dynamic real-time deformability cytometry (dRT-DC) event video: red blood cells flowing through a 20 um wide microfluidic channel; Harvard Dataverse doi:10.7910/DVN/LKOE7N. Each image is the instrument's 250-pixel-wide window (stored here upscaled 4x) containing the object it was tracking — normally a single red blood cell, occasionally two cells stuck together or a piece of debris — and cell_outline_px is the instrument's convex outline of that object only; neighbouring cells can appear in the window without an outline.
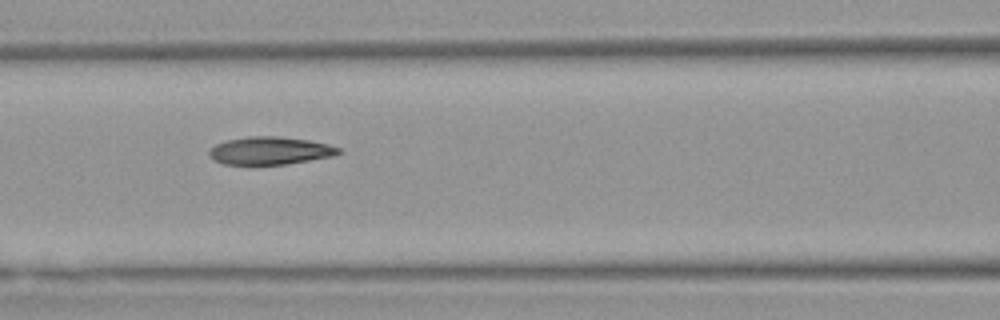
{"species": "Egyptian fruit bat (a non-hibernating species)", "species_latin": "Rousettus aegyptiacus", "temperature_condition": "warm", "stored_images_in_passage": 8, "camera_frame_rate_fps": 3000, "um_per_image_px": 0.085, "animal": {"sex": "female"}, "frame": {"image": 1, "passage_image": 6, "time_ms": 1.667, "image_size_px": [1000, 320], "cell_outline_px": [[344, 152], [332, 156], [284, 164], [224, 164], [212, 160], [208, 156], [208, 152], [216, 144], [228, 140], [248, 136], [280, 136], [308, 140], [328, 144], [340, 148]], "centroid_in_image_um": [22.94, 12.8], "position_along_channel_um": 143.7, "area_um2": 20.87}}
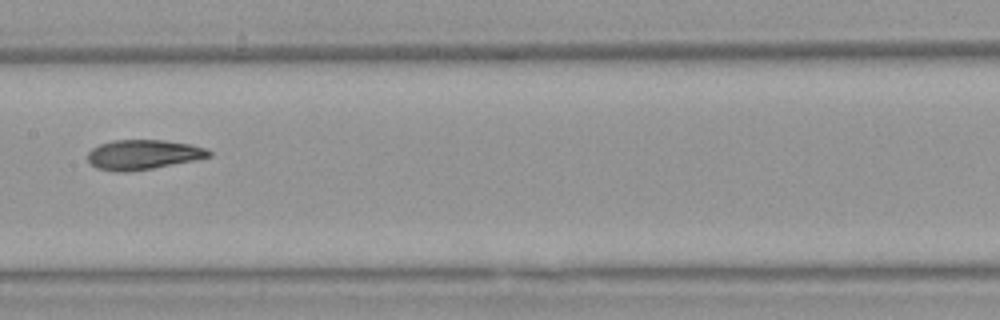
{"frame": {"image": 2, "passage_image": 7, "time_ms": 2.0, "image_size_px": [1000, 320], "cell_outline_px": [[212, 156], [196, 160], [152, 168], [124, 172], [116, 172], [96, 168], [88, 164], [88, 152], [92, 148], [100, 144], [112, 140], [164, 140], [192, 144], [208, 148], [212, 152]], "centroid_in_image_um": [12.18, 13.14], "position_along_channel_um": 195.2, "area_um2": 21.27}}